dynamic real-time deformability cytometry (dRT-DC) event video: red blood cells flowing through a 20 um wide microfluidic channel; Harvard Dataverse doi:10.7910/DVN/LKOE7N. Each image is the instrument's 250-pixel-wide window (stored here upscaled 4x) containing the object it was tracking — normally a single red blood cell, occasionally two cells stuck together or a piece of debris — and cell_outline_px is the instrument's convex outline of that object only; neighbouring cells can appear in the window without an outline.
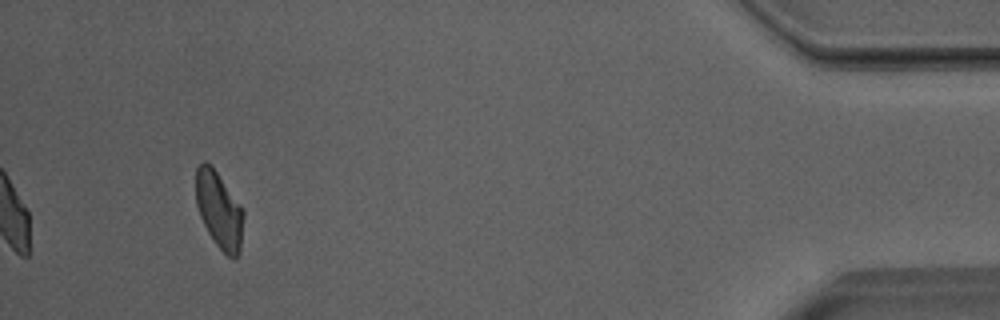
{"species": "Egyptian fruit bat (a non-hibernating species)", "species_latin": "Rousettus aegyptiacus", "temperature_condition": "room temperature", "stored_images_in_passage": 41, "camera_frame_rate_fps": 3000, "um_per_image_px": 0.085, "animal": {"sex": "male"}, "frame": {"image": 1, "passage_image": 41, "time_ms": 13.333, "image_size_px": [1000, 320], "cell_outline_px": [[244, 216], [240, 252], [236, 260], [232, 260], [212, 240], [200, 216], [196, 204], [196, 168], [204, 160], [212, 164], [240, 204], [244, 212]], "centroid_in_image_um": [18.63, 17.85], "position_along_channel_um": 416.6, "area_um2": 21.56}, "authors_computed_cell_mechanics": {"area_um2": 22.3686, "velocity_mm_per_s": 3.9869, "shape_relaxation_time_tau1_ms": 4.9974, "shape_relaxation_time_tau2_ms": 3.008, "deformation_change_tau1": 0.1414, "deformation_change_tau2": 0.1019}}